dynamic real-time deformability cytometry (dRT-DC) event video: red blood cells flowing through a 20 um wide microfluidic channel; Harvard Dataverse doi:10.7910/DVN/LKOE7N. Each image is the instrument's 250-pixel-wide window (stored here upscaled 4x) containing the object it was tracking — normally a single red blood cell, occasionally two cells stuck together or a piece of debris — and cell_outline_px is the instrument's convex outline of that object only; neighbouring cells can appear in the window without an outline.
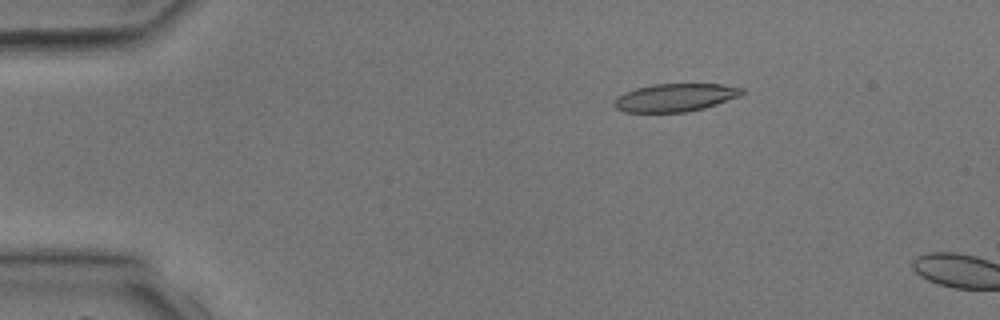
{"species": "common noctule bat (a hibernating species)", "species_latin": "Nyctalus noctula", "temperature_condition": "room temperature", "stored_images_in_passage": 2, "camera_frame_rate_fps": 3000, "um_per_image_px": 0.085, "animal": {"sex": "male", "body_mass_g": 17.9, "forearm_length_mm": 54.2}, "frame": {"image": 1, "passage_image": 1, "time_ms": 0.0, "image_size_px": [1000, 320], "cell_outline_px": [[744, 92], [740, 96], [704, 108], [688, 112], [624, 112], [616, 108], [612, 104], [616, 96], [624, 92], [636, 88], [652, 84], [720, 84], [744, 88]], "centroid_in_image_um": [57.36, 8.29], "position_along_channel_um": 27.6, "area_um2": 20.92}}